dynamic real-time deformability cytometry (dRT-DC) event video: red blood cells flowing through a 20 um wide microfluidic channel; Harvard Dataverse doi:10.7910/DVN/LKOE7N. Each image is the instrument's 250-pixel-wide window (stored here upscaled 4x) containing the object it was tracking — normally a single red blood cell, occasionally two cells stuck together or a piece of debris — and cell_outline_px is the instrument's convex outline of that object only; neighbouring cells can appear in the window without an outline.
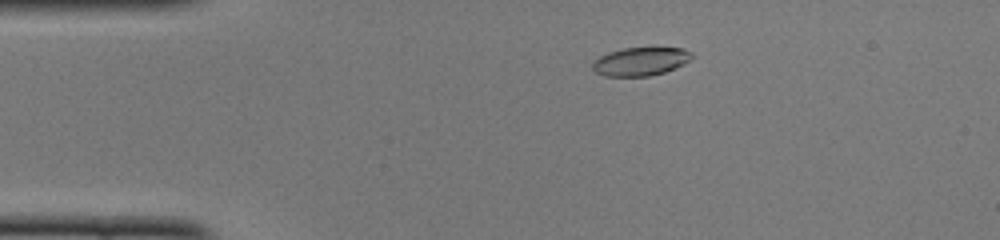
{"species": "common noctule bat (a hibernating species)", "species_latin": "Nyctalus noctula", "temperature_condition": "cold", "stored_images_in_passage": 49, "camera_frame_rate_fps": 3000, "um_per_image_px": 0.085, "animal": {"sex": "female", "body_mass_g": 22.0, "forearm_length_mm": 56.7}, "frame": {"image": 1, "passage_image": 8, "time_ms": 2.333, "image_size_px": [1000, 240], "cell_outline_px": [[696, 56], [684, 64], [676, 68], [664, 72], [648, 76], [604, 76], [596, 72], [592, 68], [592, 60], [608, 52], [624, 48], [684, 48], [692, 52]], "centroid_in_image_um": [54.46, 5.22], "position_along_channel_um": 30.5, "area_um2": 16.59}}
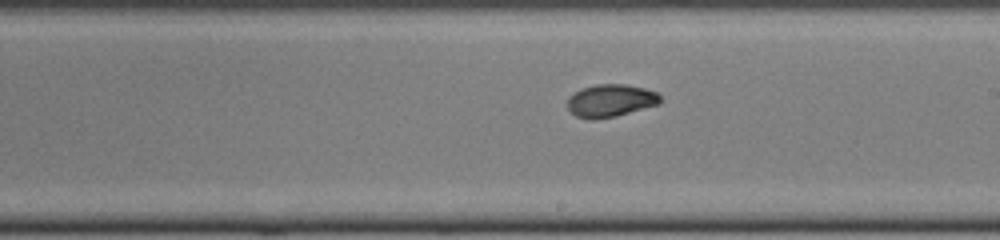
{"frame": {"image": 2, "passage_image": 27, "time_ms": 8.667, "image_size_px": [1000, 240], "cell_outline_px": [[660, 104], [616, 116], [592, 120], [588, 120], [576, 116], [568, 108], [568, 96], [580, 88], [596, 84], [624, 84], [644, 88], [656, 92], [660, 96]], "centroid_in_image_um": [51.87, 8.55], "position_along_channel_um": 237.1, "area_um2": 17.74}}
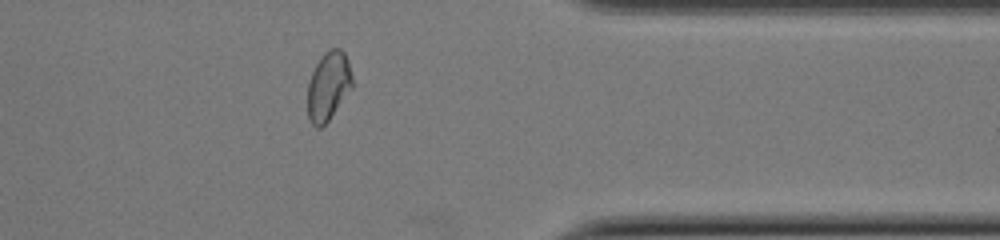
{"frame": {"image": 3, "passage_image": 39, "time_ms": 12.667, "image_size_px": [1000, 240], "cell_outline_px": [[352, 88], [328, 120], [320, 128], [316, 128], [308, 120], [308, 80], [320, 56], [324, 52], [332, 48], [340, 48], [344, 52], [348, 60], [352, 76]], "centroid_in_image_um": [27.9, 7.3], "position_along_channel_um": 383.5, "area_um2": 17.92}, "authors_computed_cell_mechanics": {"area_um2": 17.7446, "velocity_mm_per_s": 3.9842, "shape_relaxation_time_tau1_ms": 2.8012, "shape_relaxation_time_tau2_ms": 1.7754, "deformation_change_tau1": 0.1604, "deformation_change_tau2": 0.0479}}